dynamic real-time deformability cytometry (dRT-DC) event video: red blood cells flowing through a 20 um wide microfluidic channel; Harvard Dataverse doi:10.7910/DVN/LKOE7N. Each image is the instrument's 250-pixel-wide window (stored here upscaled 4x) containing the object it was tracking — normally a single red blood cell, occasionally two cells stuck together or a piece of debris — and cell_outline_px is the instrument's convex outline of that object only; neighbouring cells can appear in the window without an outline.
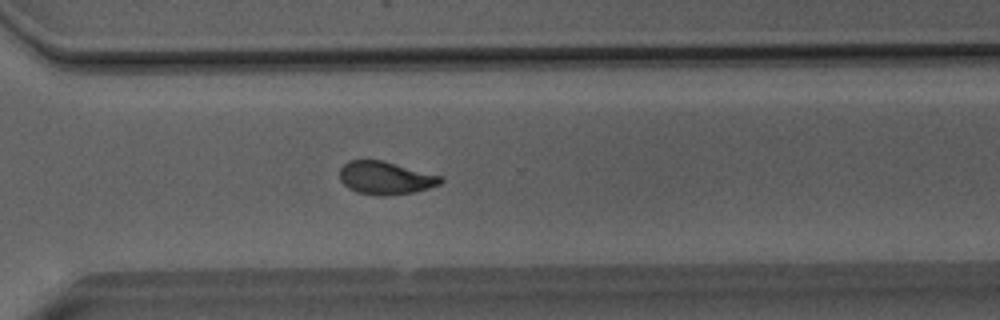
{"species": "Egyptian fruit bat (a non-hibernating species)", "species_latin": "Rousettus aegyptiacus", "temperature_condition": "room temperature", "stored_images_in_passage": 36, "camera_frame_rate_fps": 3000, "um_per_image_px": 0.085, "animal": {"sex": "male"}, "frame": {"image": 1, "passage_image": 21, "time_ms": 6.667, "image_size_px": [1000, 320], "cell_outline_px": [[444, 180], [440, 184], [428, 188], [412, 192], [384, 196], [376, 196], [356, 192], [348, 188], [340, 180], [340, 168], [348, 160], [384, 160], [440, 176]], "centroid_in_image_um": [32.73, 15.12], "position_along_channel_um": 337.9, "area_um2": 19.36}}
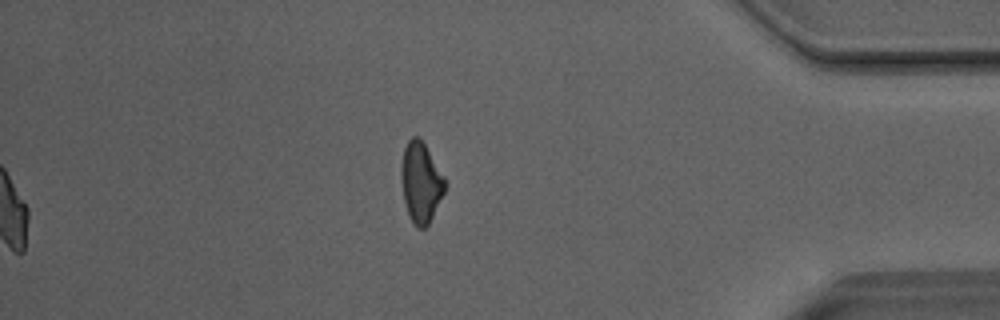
{"frame": {"image": 2, "passage_image": 36, "time_ms": 11.667, "image_size_px": [1000, 320], "cell_outline_px": [[448, 184], [428, 224], [424, 228], [416, 228], [408, 212], [404, 200], [400, 176], [400, 172], [404, 148], [408, 140], [412, 136], [420, 136], [444, 176]], "centroid_in_image_um": [35.77, 15.46], "position_along_channel_um": 399.4, "area_um2": 20.4}, "authors_computed_cell_mechanics": {"area_um2": 19.4208, "velocity_mm_per_s": 4.0443, "shape_relaxation_time_tau1_ms": 5.6444, "shape_relaxation_time_tau2_ms": 1.4738, "deformation_change_tau1": 0.1573, "deformation_change_tau2": 0.0655}}